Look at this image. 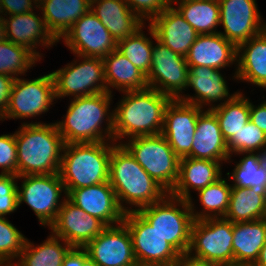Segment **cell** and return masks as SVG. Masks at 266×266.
I'll use <instances>...</instances> for the list:
<instances>
[{
    "label": "cell",
    "instance_id": "cell-12",
    "mask_svg": "<svg viewBox=\"0 0 266 266\" xmlns=\"http://www.w3.org/2000/svg\"><path fill=\"white\" fill-rule=\"evenodd\" d=\"M138 266H174L180 253L137 212L125 213Z\"/></svg>",
    "mask_w": 266,
    "mask_h": 266
},
{
    "label": "cell",
    "instance_id": "cell-28",
    "mask_svg": "<svg viewBox=\"0 0 266 266\" xmlns=\"http://www.w3.org/2000/svg\"><path fill=\"white\" fill-rule=\"evenodd\" d=\"M38 4L48 29L58 41L91 9V0H39Z\"/></svg>",
    "mask_w": 266,
    "mask_h": 266
},
{
    "label": "cell",
    "instance_id": "cell-1",
    "mask_svg": "<svg viewBox=\"0 0 266 266\" xmlns=\"http://www.w3.org/2000/svg\"><path fill=\"white\" fill-rule=\"evenodd\" d=\"M122 93L125 96L113 110V141L161 134L171 98L150 87Z\"/></svg>",
    "mask_w": 266,
    "mask_h": 266
},
{
    "label": "cell",
    "instance_id": "cell-19",
    "mask_svg": "<svg viewBox=\"0 0 266 266\" xmlns=\"http://www.w3.org/2000/svg\"><path fill=\"white\" fill-rule=\"evenodd\" d=\"M66 198L87 214L101 220L106 226L123 222L126 212L120 207L109 181L71 190Z\"/></svg>",
    "mask_w": 266,
    "mask_h": 266
},
{
    "label": "cell",
    "instance_id": "cell-44",
    "mask_svg": "<svg viewBox=\"0 0 266 266\" xmlns=\"http://www.w3.org/2000/svg\"><path fill=\"white\" fill-rule=\"evenodd\" d=\"M32 2L38 8L39 0H2V15L8 14L11 16L33 11L34 5Z\"/></svg>",
    "mask_w": 266,
    "mask_h": 266
},
{
    "label": "cell",
    "instance_id": "cell-2",
    "mask_svg": "<svg viewBox=\"0 0 266 266\" xmlns=\"http://www.w3.org/2000/svg\"><path fill=\"white\" fill-rule=\"evenodd\" d=\"M109 184L114 189L120 207L136 211L161 201L168 192L159 185L122 145L114 143L109 161ZM123 202L138 207H125Z\"/></svg>",
    "mask_w": 266,
    "mask_h": 266
},
{
    "label": "cell",
    "instance_id": "cell-14",
    "mask_svg": "<svg viewBox=\"0 0 266 266\" xmlns=\"http://www.w3.org/2000/svg\"><path fill=\"white\" fill-rule=\"evenodd\" d=\"M78 56L104 58L117 49V42L91 9L79 18L62 37Z\"/></svg>",
    "mask_w": 266,
    "mask_h": 266
},
{
    "label": "cell",
    "instance_id": "cell-52",
    "mask_svg": "<svg viewBox=\"0 0 266 266\" xmlns=\"http://www.w3.org/2000/svg\"><path fill=\"white\" fill-rule=\"evenodd\" d=\"M224 266H254V264H239V263H232V264H227Z\"/></svg>",
    "mask_w": 266,
    "mask_h": 266
},
{
    "label": "cell",
    "instance_id": "cell-47",
    "mask_svg": "<svg viewBox=\"0 0 266 266\" xmlns=\"http://www.w3.org/2000/svg\"><path fill=\"white\" fill-rule=\"evenodd\" d=\"M250 121L266 134V101L255 107L250 102Z\"/></svg>",
    "mask_w": 266,
    "mask_h": 266
},
{
    "label": "cell",
    "instance_id": "cell-39",
    "mask_svg": "<svg viewBox=\"0 0 266 266\" xmlns=\"http://www.w3.org/2000/svg\"><path fill=\"white\" fill-rule=\"evenodd\" d=\"M266 146V134L250 120L228 141L229 154L249 153L260 150Z\"/></svg>",
    "mask_w": 266,
    "mask_h": 266
},
{
    "label": "cell",
    "instance_id": "cell-3",
    "mask_svg": "<svg viewBox=\"0 0 266 266\" xmlns=\"http://www.w3.org/2000/svg\"><path fill=\"white\" fill-rule=\"evenodd\" d=\"M15 132L17 176L59 173L63 137L55 123H23Z\"/></svg>",
    "mask_w": 266,
    "mask_h": 266
},
{
    "label": "cell",
    "instance_id": "cell-13",
    "mask_svg": "<svg viewBox=\"0 0 266 266\" xmlns=\"http://www.w3.org/2000/svg\"><path fill=\"white\" fill-rule=\"evenodd\" d=\"M54 99L56 100L51 73L32 80L18 77L12 86L7 111L0 120L36 117L47 112Z\"/></svg>",
    "mask_w": 266,
    "mask_h": 266
},
{
    "label": "cell",
    "instance_id": "cell-48",
    "mask_svg": "<svg viewBox=\"0 0 266 266\" xmlns=\"http://www.w3.org/2000/svg\"><path fill=\"white\" fill-rule=\"evenodd\" d=\"M174 266H217L203 259L191 256L188 252L179 255Z\"/></svg>",
    "mask_w": 266,
    "mask_h": 266
},
{
    "label": "cell",
    "instance_id": "cell-6",
    "mask_svg": "<svg viewBox=\"0 0 266 266\" xmlns=\"http://www.w3.org/2000/svg\"><path fill=\"white\" fill-rule=\"evenodd\" d=\"M136 211L180 254L188 252L194 221L189 201L168 193L161 201Z\"/></svg>",
    "mask_w": 266,
    "mask_h": 266
},
{
    "label": "cell",
    "instance_id": "cell-37",
    "mask_svg": "<svg viewBox=\"0 0 266 266\" xmlns=\"http://www.w3.org/2000/svg\"><path fill=\"white\" fill-rule=\"evenodd\" d=\"M143 27L117 42V50L146 76L151 68L153 41L144 35Z\"/></svg>",
    "mask_w": 266,
    "mask_h": 266
},
{
    "label": "cell",
    "instance_id": "cell-21",
    "mask_svg": "<svg viewBox=\"0 0 266 266\" xmlns=\"http://www.w3.org/2000/svg\"><path fill=\"white\" fill-rule=\"evenodd\" d=\"M149 25L161 43L184 57L199 35L173 6L155 16Z\"/></svg>",
    "mask_w": 266,
    "mask_h": 266
},
{
    "label": "cell",
    "instance_id": "cell-16",
    "mask_svg": "<svg viewBox=\"0 0 266 266\" xmlns=\"http://www.w3.org/2000/svg\"><path fill=\"white\" fill-rule=\"evenodd\" d=\"M220 24L228 41L238 47L266 30V23L258 12L256 0H218Z\"/></svg>",
    "mask_w": 266,
    "mask_h": 266
},
{
    "label": "cell",
    "instance_id": "cell-27",
    "mask_svg": "<svg viewBox=\"0 0 266 266\" xmlns=\"http://www.w3.org/2000/svg\"><path fill=\"white\" fill-rule=\"evenodd\" d=\"M237 58L238 67L233 77L266 89V30L240 44Z\"/></svg>",
    "mask_w": 266,
    "mask_h": 266
},
{
    "label": "cell",
    "instance_id": "cell-40",
    "mask_svg": "<svg viewBox=\"0 0 266 266\" xmlns=\"http://www.w3.org/2000/svg\"><path fill=\"white\" fill-rule=\"evenodd\" d=\"M25 241V236L9 220L0 216V264H12L14 258L20 256Z\"/></svg>",
    "mask_w": 266,
    "mask_h": 266
},
{
    "label": "cell",
    "instance_id": "cell-49",
    "mask_svg": "<svg viewBox=\"0 0 266 266\" xmlns=\"http://www.w3.org/2000/svg\"><path fill=\"white\" fill-rule=\"evenodd\" d=\"M258 151L256 152L258 156V164L266 171V146Z\"/></svg>",
    "mask_w": 266,
    "mask_h": 266
},
{
    "label": "cell",
    "instance_id": "cell-30",
    "mask_svg": "<svg viewBox=\"0 0 266 266\" xmlns=\"http://www.w3.org/2000/svg\"><path fill=\"white\" fill-rule=\"evenodd\" d=\"M107 92L112 94L111 87L121 92L146 89V75L136 68L117 49L103 58Z\"/></svg>",
    "mask_w": 266,
    "mask_h": 266
},
{
    "label": "cell",
    "instance_id": "cell-43",
    "mask_svg": "<svg viewBox=\"0 0 266 266\" xmlns=\"http://www.w3.org/2000/svg\"><path fill=\"white\" fill-rule=\"evenodd\" d=\"M130 9L142 20L149 22L164 9L172 5V0H124Z\"/></svg>",
    "mask_w": 266,
    "mask_h": 266
},
{
    "label": "cell",
    "instance_id": "cell-15",
    "mask_svg": "<svg viewBox=\"0 0 266 266\" xmlns=\"http://www.w3.org/2000/svg\"><path fill=\"white\" fill-rule=\"evenodd\" d=\"M84 249L94 266H138L130 232L123 222L107 226Z\"/></svg>",
    "mask_w": 266,
    "mask_h": 266
},
{
    "label": "cell",
    "instance_id": "cell-24",
    "mask_svg": "<svg viewBox=\"0 0 266 266\" xmlns=\"http://www.w3.org/2000/svg\"><path fill=\"white\" fill-rule=\"evenodd\" d=\"M219 70L202 66L189 67L187 88L192 87L196 96L181 95L179 99L202 109L203 105H213L211 102L214 103L222 99L224 103L230 101L238 92L233 95L229 94L227 82Z\"/></svg>",
    "mask_w": 266,
    "mask_h": 266
},
{
    "label": "cell",
    "instance_id": "cell-36",
    "mask_svg": "<svg viewBox=\"0 0 266 266\" xmlns=\"http://www.w3.org/2000/svg\"><path fill=\"white\" fill-rule=\"evenodd\" d=\"M236 154H246V156L235 165L232 175L229 172L226 174L234 181L231 186L251 188L254 193L266 198V171L259 166L257 154L253 152Z\"/></svg>",
    "mask_w": 266,
    "mask_h": 266
},
{
    "label": "cell",
    "instance_id": "cell-53",
    "mask_svg": "<svg viewBox=\"0 0 266 266\" xmlns=\"http://www.w3.org/2000/svg\"><path fill=\"white\" fill-rule=\"evenodd\" d=\"M0 14H2V0H0ZM2 16V15H0Z\"/></svg>",
    "mask_w": 266,
    "mask_h": 266
},
{
    "label": "cell",
    "instance_id": "cell-29",
    "mask_svg": "<svg viewBox=\"0 0 266 266\" xmlns=\"http://www.w3.org/2000/svg\"><path fill=\"white\" fill-rule=\"evenodd\" d=\"M266 243V218L233 223L234 263L255 264Z\"/></svg>",
    "mask_w": 266,
    "mask_h": 266
},
{
    "label": "cell",
    "instance_id": "cell-45",
    "mask_svg": "<svg viewBox=\"0 0 266 266\" xmlns=\"http://www.w3.org/2000/svg\"><path fill=\"white\" fill-rule=\"evenodd\" d=\"M16 78L0 73V119L7 111L11 90Z\"/></svg>",
    "mask_w": 266,
    "mask_h": 266
},
{
    "label": "cell",
    "instance_id": "cell-32",
    "mask_svg": "<svg viewBox=\"0 0 266 266\" xmlns=\"http://www.w3.org/2000/svg\"><path fill=\"white\" fill-rule=\"evenodd\" d=\"M178 2V3H177ZM198 34H214L220 24L219 2L212 0H172Z\"/></svg>",
    "mask_w": 266,
    "mask_h": 266
},
{
    "label": "cell",
    "instance_id": "cell-17",
    "mask_svg": "<svg viewBox=\"0 0 266 266\" xmlns=\"http://www.w3.org/2000/svg\"><path fill=\"white\" fill-rule=\"evenodd\" d=\"M202 108L171 99L164 112L161 134L179 157H191L193 137Z\"/></svg>",
    "mask_w": 266,
    "mask_h": 266
},
{
    "label": "cell",
    "instance_id": "cell-54",
    "mask_svg": "<svg viewBox=\"0 0 266 266\" xmlns=\"http://www.w3.org/2000/svg\"><path fill=\"white\" fill-rule=\"evenodd\" d=\"M0 266H15V265L12 263V264H0Z\"/></svg>",
    "mask_w": 266,
    "mask_h": 266
},
{
    "label": "cell",
    "instance_id": "cell-26",
    "mask_svg": "<svg viewBox=\"0 0 266 266\" xmlns=\"http://www.w3.org/2000/svg\"><path fill=\"white\" fill-rule=\"evenodd\" d=\"M91 11L116 42L133 35L144 26V20L124 0H91Z\"/></svg>",
    "mask_w": 266,
    "mask_h": 266
},
{
    "label": "cell",
    "instance_id": "cell-25",
    "mask_svg": "<svg viewBox=\"0 0 266 266\" xmlns=\"http://www.w3.org/2000/svg\"><path fill=\"white\" fill-rule=\"evenodd\" d=\"M221 163L205 159L182 157L179 162V176L171 196L192 201L190 188L204 189L222 176Z\"/></svg>",
    "mask_w": 266,
    "mask_h": 266
},
{
    "label": "cell",
    "instance_id": "cell-9",
    "mask_svg": "<svg viewBox=\"0 0 266 266\" xmlns=\"http://www.w3.org/2000/svg\"><path fill=\"white\" fill-rule=\"evenodd\" d=\"M83 61L67 64L51 73L54 80L55 97H82L107 92L102 58L78 56Z\"/></svg>",
    "mask_w": 266,
    "mask_h": 266
},
{
    "label": "cell",
    "instance_id": "cell-50",
    "mask_svg": "<svg viewBox=\"0 0 266 266\" xmlns=\"http://www.w3.org/2000/svg\"><path fill=\"white\" fill-rule=\"evenodd\" d=\"M254 266H266V243L260 250L258 259L255 262Z\"/></svg>",
    "mask_w": 266,
    "mask_h": 266
},
{
    "label": "cell",
    "instance_id": "cell-10",
    "mask_svg": "<svg viewBox=\"0 0 266 266\" xmlns=\"http://www.w3.org/2000/svg\"><path fill=\"white\" fill-rule=\"evenodd\" d=\"M23 179L18 188V206L25 202L34 211L43 226H50L57 217L63 201L62 191L66 195L65 186L59 173L18 176Z\"/></svg>",
    "mask_w": 266,
    "mask_h": 266
},
{
    "label": "cell",
    "instance_id": "cell-11",
    "mask_svg": "<svg viewBox=\"0 0 266 266\" xmlns=\"http://www.w3.org/2000/svg\"><path fill=\"white\" fill-rule=\"evenodd\" d=\"M148 29L157 44L152 51L151 68L146 76L147 84L171 99H179L188 84L189 66L186 59L161 43L150 25Z\"/></svg>",
    "mask_w": 266,
    "mask_h": 266
},
{
    "label": "cell",
    "instance_id": "cell-33",
    "mask_svg": "<svg viewBox=\"0 0 266 266\" xmlns=\"http://www.w3.org/2000/svg\"><path fill=\"white\" fill-rule=\"evenodd\" d=\"M224 218L232 223L266 218V198L254 193L251 188L232 187Z\"/></svg>",
    "mask_w": 266,
    "mask_h": 266
},
{
    "label": "cell",
    "instance_id": "cell-20",
    "mask_svg": "<svg viewBox=\"0 0 266 266\" xmlns=\"http://www.w3.org/2000/svg\"><path fill=\"white\" fill-rule=\"evenodd\" d=\"M8 18L3 17L6 39L16 45L27 48L39 61L41 54L36 51L37 46L39 47L42 43L41 46H46L47 48L58 42L48 29L43 17H39L33 11L11 15Z\"/></svg>",
    "mask_w": 266,
    "mask_h": 266
},
{
    "label": "cell",
    "instance_id": "cell-38",
    "mask_svg": "<svg viewBox=\"0 0 266 266\" xmlns=\"http://www.w3.org/2000/svg\"><path fill=\"white\" fill-rule=\"evenodd\" d=\"M37 61L38 58L27 48L7 39L0 42V73L18 78Z\"/></svg>",
    "mask_w": 266,
    "mask_h": 266
},
{
    "label": "cell",
    "instance_id": "cell-5",
    "mask_svg": "<svg viewBox=\"0 0 266 266\" xmlns=\"http://www.w3.org/2000/svg\"><path fill=\"white\" fill-rule=\"evenodd\" d=\"M111 142L65 144L59 176L65 186L66 195L74 189L108 182L113 146Z\"/></svg>",
    "mask_w": 266,
    "mask_h": 266
},
{
    "label": "cell",
    "instance_id": "cell-46",
    "mask_svg": "<svg viewBox=\"0 0 266 266\" xmlns=\"http://www.w3.org/2000/svg\"><path fill=\"white\" fill-rule=\"evenodd\" d=\"M62 266H94L84 248L73 247L64 257Z\"/></svg>",
    "mask_w": 266,
    "mask_h": 266
},
{
    "label": "cell",
    "instance_id": "cell-35",
    "mask_svg": "<svg viewBox=\"0 0 266 266\" xmlns=\"http://www.w3.org/2000/svg\"><path fill=\"white\" fill-rule=\"evenodd\" d=\"M231 189V184H228L225 178L220 177L199 190V201L204 209L202 212H195L193 201H189L193 219L224 218L229 208Z\"/></svg>",
    "mask_w": 266,
    "mask_h": 266
},
{
    "label": "cell",
    "instance_id": "cell-41",
    "mask_svg": "<svg viewBox=\"0 0 266 266\" xmlns=\"http://www.w3.org/2000/svg\"><path fill=\"white\" fill-rule=\"evenodd\" d=\"M17 175L0 174V216L4 217L17 210L18 206V185Z\"/></svg>",
    "mask_w": 266,
    "mask_h": 266
},
{
    "label": "cell",
    "instance_id": "cell-8",
    "mask_svg": "<svg viewBox=\"0 0 266 266\" xmlns=\"http://www.w3.org/2000/svg\"><path fill=\"white\" fill-rule=\"evenodd\" d=\"M233 223L225 218L194 220L191 227L188 253L192 256L224 266L234 263ZM195 254V255H194Z\"/></svg>",
    "mask_w": 266,
    "mask_h": 266
},
{
    "label": "cell",
    "instance_id": "cell-51",
    "mask_svg": "<svg viewBox=\"0 0 266 266\" xmlns=\"http://www.w3.org/2000/svg\"><path fill=\"white\" fill-rule=\"evenodd\" d=\"M6 39L5 23L3 16H0V42Z\"/></svg>",
    "mask_w": 266,
    "mask_h": 266
},
{
    "label": "cell",
    "instance_id": "cell-4",
    "mask_svg": "<svg viewBox=\"0 0 266 266\" xmlns=\"http://www.w3.org/2000/svg\"><path fill=\"white\" fill-rule=\"evenodd\" d=\"M72 100L64 120L55 123L65 144L113 141L114 114L108 112L112 95L102 92ZM104 120L107 122L105 130L102 128Z\"/></svg>",
    "mask_w": 266,
    "mask_h": 266
},
{
    "label": "cell",
    "instance_id": "cell-7",
    "mask_svg": "<svg viewBox=\"0 0 266 266\" xmlns=\"http://www.w3.org/2000/svg\"><path fill=\"white\" fill-rule=\"evenodd\" d=\"M128 140V143L122 145L143 169L170 193L178 180L180 158L164 136H139Z\"/></svg>",
    "mask_w": 266,
    "mask_h": 266
},
{
    "label": "cell",
    "instance_id": "cell-23",
    "mask_svg": "<svg viewBox=\"0 0 266 266\" xmlns=\"http://www.w3.org/2000/svg\"><path fill=\"white\" fill-rule=\"evenodd\" d=\"M229 154L227 142L223 138L216 115L210 110L202 111L197 120L193 137L191 158L227 162Z\"/></svg>",
    "mask_w": 266,
    "mask_h": 266
},
{
    "label": "cell",
    "instance_id": "cell-18",
    "mask_svg": "<svg viewBox=\"0 0 266 266\" xmlns=\"http://www.w3.org/2000/svg\"><path fill=\"white\" fill-rule=\"evenodd\" d=\"M49 227L53 235L62 238L72 247L84 248L107 226L66 198Z\"/></svg>",
    "mask_w": 266,
    "mask_h": 266
},
{
    "label": "cell",
    "instance_id": "cell-31",
    "mask_svg": "<svg viewBox=\"0 0 266 266\" xmlns=\"http://www.w3.org/2000/svg\"><path fill=\"white\" fill-rule=\"evenodd\" d=\"M60 241H63L61 243ZM64 246H63V245ZM26 238L15 266H62L64 257L73 248L62 238L51 234L42 244L35 246Z\"/></svg>",
    "mask_w": 266,
    "mask_h": 266
},
{
    "label": "cell",
    "instance_id": "cell-22",
    "mask_svg": "<svg viewBox=\"0 0 266 266\" xmlns=\"http://www.w3.org/2000/svg\"><path fill=\"white\" fill-rule=\"evenodd\" d=\"M185 59L189 67L222 69L237 61V47L220 33L199 34Z\"/></svg>",
    "mask_w": 266,
    "mask_h": 266
},
{
    "label": "cell",
    "instance_id": "cell-34",
    "mask_svg": "<svg viewBox=\"0 0 266 266\" xmlns=\"http://www.w3.org/2000/svg\"><path fill=\"white\" fill-rule=\"evenodd\" d=\"M242 94L238 92L230 101L207 108L216 115L226 142L250 120V100Z\"/></svg>",
    "mask_w": 266,
    "mask_h": 266
},
{
    "label": "cell",
    "instance_id": "cell-42",
    "mask_svg": "<svg viewBox=\"0 0 266 266\" xmlns=\"http://www.w3.org/2000/svg\"><path fill=\"white\" fill-rule=\"evenodd\" d=\"M17 154L15 133L0 135L1 174L17 175Z\"/></svg>",
    "mask_w": 266,
    "mask_h": 266
}]
</instances>
